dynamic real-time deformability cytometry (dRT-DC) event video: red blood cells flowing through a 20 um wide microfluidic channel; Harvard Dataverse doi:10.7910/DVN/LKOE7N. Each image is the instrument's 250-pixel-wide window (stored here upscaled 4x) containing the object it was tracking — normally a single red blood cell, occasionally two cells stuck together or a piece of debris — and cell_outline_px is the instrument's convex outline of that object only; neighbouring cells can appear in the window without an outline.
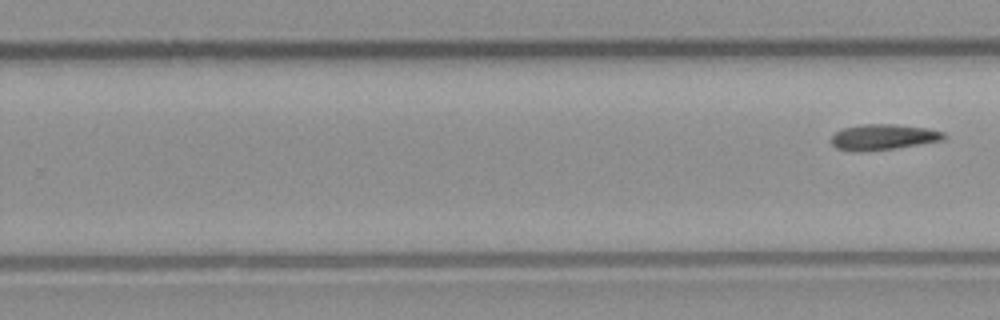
{"species": "common noctule bat (a hibernating species)", "species_latin": "Nyctalus noctula", "temperature_condition": "room temperature", "stored_images_in_passage": 26, "camera_frame_rate_fps": 3000, "um_per_image_px": 0.085, "animal": {"sex": "male", "body_mass_g": 23.1, "forearm_length_mm": 52.7}, "frame": {"image": 1, "passage_image": 26, "time_ms": 8.333, "image_size_px": [1000, 320], "cell_outline_px": [[944, 136], [940, 140], [896, 148], [860, 152], [836, 148], [832, 144], [832, 136], [836, 132], [844, 128], [864, 124], [896, 124], [924, 128], [944, 132]], "centroid_in_image_um": [75.02, 11.65], "position_along_channel_um": 254.8, "area_um2": 16.47}}